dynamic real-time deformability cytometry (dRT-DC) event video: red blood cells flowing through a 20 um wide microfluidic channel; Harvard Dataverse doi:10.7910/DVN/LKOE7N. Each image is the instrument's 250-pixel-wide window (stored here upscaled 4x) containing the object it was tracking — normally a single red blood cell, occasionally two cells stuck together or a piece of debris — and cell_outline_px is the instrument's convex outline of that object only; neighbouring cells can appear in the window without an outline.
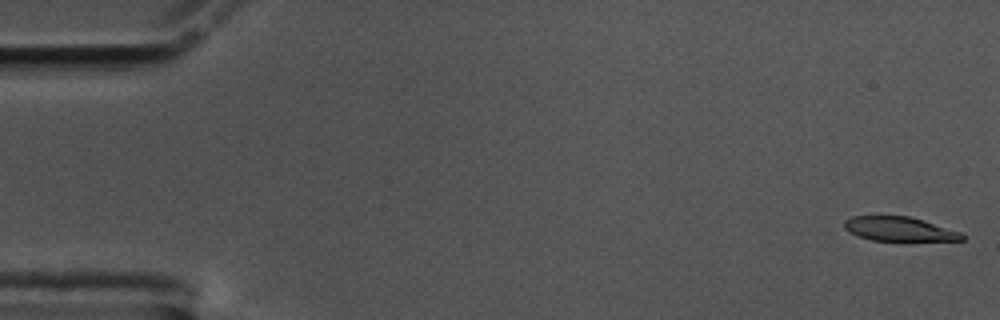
{"species": "common noctule bat (a hibernating species)", "species_latin": "Nyctalus noctula", "temperature_condition": "cold", "stored_images_in_passage": 56, "camera_frame_rate_fps": 3000, "um_per_image_px": 0.085, "animal": {"sex": "male", "body_mass_g": 17.5, "forearm_length_mm": 52.3}, "frame": {"image": 1, "passage_image": 1, "time_ms": 0.0, "image_size_px": [1000, 320], "cell_outline_px": [[964, 240], [872, 240], [856, 236], [848, 232], [844, 228], [844, 220], [852, 216], [908, 216], [924, 220], [960, 232], [964, 236]], "centroid_in_image_um": [76.37, 19.45], "position_along_channel_um": 8.6, "area_um2": 16.47}}
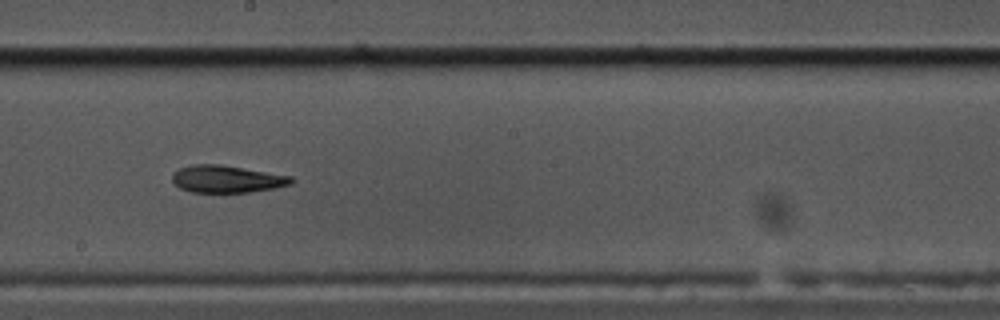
{"frame": {"image": 2, "passage_image": 31, "time_ms": 10.0, "image_size_px": [1000, 320], "cell_outline_px": [[292, 184], [272, 188], [248, 192], [192, 192], [180, 188], [172, 180], [172, 172], [180, 168], [192, 164], [220, 164], [292, 176]], "centroid_in_image_um": [19.24, 15.21], "position_along_channel_um": 229.0, "area_um2": 18.79}}
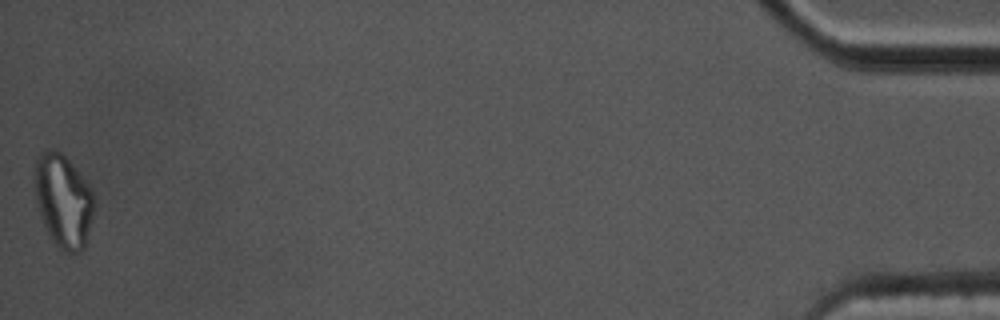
{"frame": {"image": 3, "passage_image": 56, "time_ms": 18.333, "image_size_px": [1000, 320], "cell_outline_px": [[96, 204], [88, 236], [84, 248], [80, 252], [64, 252], [48, 236], [40, 216], [36, 200], [36, 160], [40, 152], [52, 148], [56, 148], [88, 180], [92, 188], [96, 200]], "centroid_in_image_um": [5.43, 17.07], "position_along_channel_um": 429.8, "area_um2": 32.71}, "authors_computed_cell_mechanics": {"area_um2": 19.1318, "velocity_mm_per_s": 3.558, "shape_relaxation_time_tau1_ms": null, "shape_relaxation_time_tau2_ms": 8.6001, "deformation_change_tau1": null, "deformation_change_tau2": 0.1977}}